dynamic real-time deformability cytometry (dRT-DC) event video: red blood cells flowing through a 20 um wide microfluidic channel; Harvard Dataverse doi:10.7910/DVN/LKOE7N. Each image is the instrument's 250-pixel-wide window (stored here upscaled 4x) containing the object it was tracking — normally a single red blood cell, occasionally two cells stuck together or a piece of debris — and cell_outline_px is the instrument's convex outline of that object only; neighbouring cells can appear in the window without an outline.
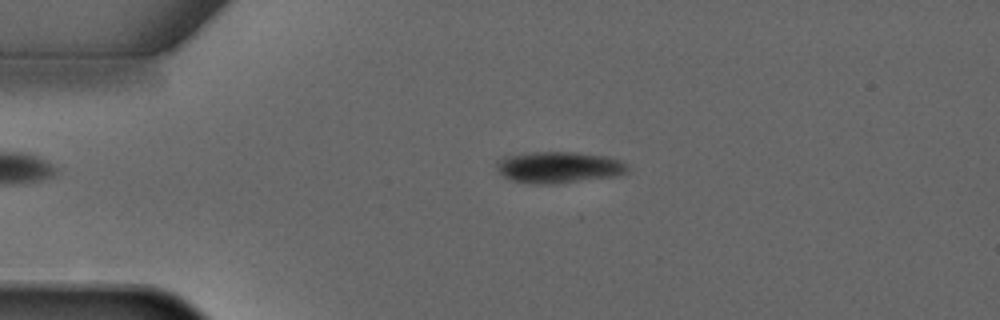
{"species": "common noctule bat (a hibernating species)", "species_latin": "Nyctalus noctula", "temperature_condition": "warm", "stored_images_in_passage": 2, "camera_frame_rate_fps": 3000, "um_per_image_px": 0.085, "animal": {"sex": "male", "forearm_length_mm": 52.5}, "frame": {"image": 1, "passage_image": 2, "time_ms": 1.0, "image_size_px": [1000, 320], "cell_outline_px": [[632, 168], [628, 172], [620, 176], [560, 184], [532, 184], [512, 180], [504, 176], [496, 168], [496, 160], [504, 156], [532, 152], [576, 152], [608, 156], [620, 160], [628, 164]], "centroid_in_image_um": [47.57, 14.23], "position_along_channel_um": 37.4, "area_um2": 24.68}}